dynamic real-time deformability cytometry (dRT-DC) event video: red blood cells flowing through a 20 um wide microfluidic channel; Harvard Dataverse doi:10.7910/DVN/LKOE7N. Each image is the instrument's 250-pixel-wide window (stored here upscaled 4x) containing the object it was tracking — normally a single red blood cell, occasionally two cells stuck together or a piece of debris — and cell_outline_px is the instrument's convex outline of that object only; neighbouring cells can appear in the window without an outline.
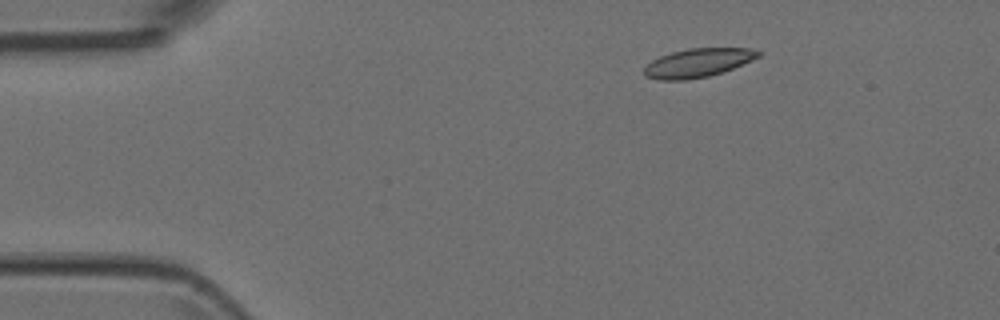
{"species": "Egyptian fruit bat (a non-hibernating species)", "species_latin": "Rousettus aegyptiacus", "temperature_condition": "room temperature", "stored_images_in_passage": 5, "camera_frame_rate_fps": 3000, "um_per_image_px": 0.085, "animal": {"sex": "female"}, "frame": {"image": 1, "passage_image": 2, "time_ms": 0.333, "image_size_px": [1000, 320], "cell_outline_px": [[760, 56], [752, 60], [732, 68], [708, 76], [684, 80], [660, 80], [644, 76], [644, 68], [652, 60], [660, 56], [672, 52], [688, 48], [748, 48], [760, 52]], "centroid_in_image_um": [59.28, 5.34], "position_along_channel_um": 25.7, "area_um2": 18.84}}
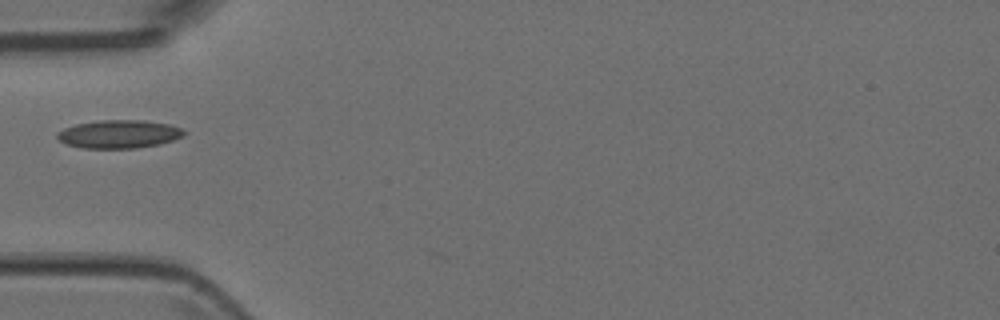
{"frame": {"image": 2, "passage_image": 4, "time_ms": 1.0, "image_size_px": [1000, 320], "cell_outline_px": [[188, 132], [184, 136], [160, 144], [136, 148], [84, 148], [68, 144], [60, 140], [56, 136], [56, 132], [64, 128], [76, 124], [100, 120], [144, 120], [172, 124]], "centroid_in_image_um": [10.15, 11.39], "position_along_channel_um": 74.8, "area_um2": 20.92}}
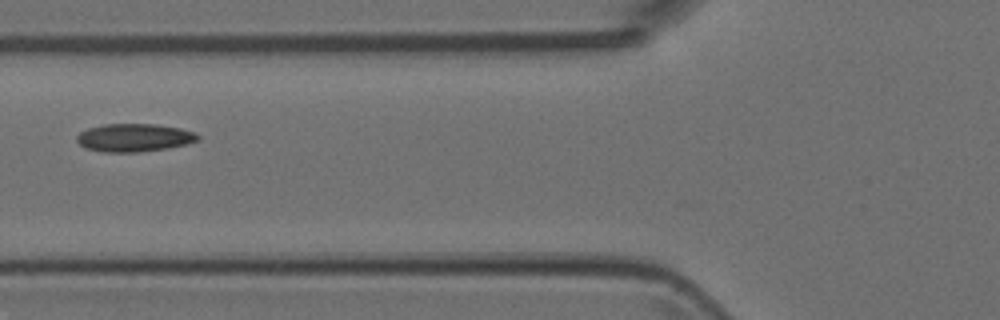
{"frame": {"image": 3, "passage_image": 5, "time_ms": 1.333, "image_size_px": [1000, 320], "cell_outline_px": [[200, 140], [168, 148], [136, 152], [104, 152], [84, 148], [76, 140], [76, 136], [80, 132], [88, 128], [104, 124], [156, 124], [180, 128], [196, 132], [200, 136]], "centroid_in_image_um": [11.4, 11.7], "position_along_channel_um": 114.4, "area_um2": 19.83}}